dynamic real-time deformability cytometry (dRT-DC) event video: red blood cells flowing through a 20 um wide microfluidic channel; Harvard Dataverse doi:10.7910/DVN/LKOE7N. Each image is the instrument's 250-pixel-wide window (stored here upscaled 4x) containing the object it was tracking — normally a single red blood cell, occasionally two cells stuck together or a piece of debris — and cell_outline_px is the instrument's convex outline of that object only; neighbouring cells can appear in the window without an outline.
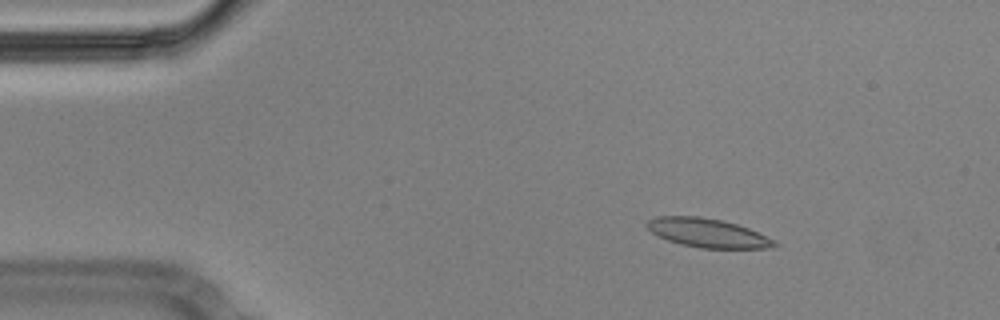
{"species": "Egyptian fruit bat (a non-hibernating species)", "species_latin": "Rousettus aegyptiacus", "temperature_condition": "cold", "stored_images_in_passage": 55, "camera_frame_rate_fps": 3000, "um_per_image_px": 0.085, "animal": {"sex": "male"}, "frame": {"image": 1, "passage_image": 7, "time_ms": 2.0, "image_size_px": [1000, 320], "cell_outline_px": [[780, 244], [776, 248], [700, 248], [680, 244], [668, 240], [652, 232], [644, 224], [648, 220], [656, 216], [700, 216], [724, 220], [748, 228], [776, 240]], "centroid_in_image_um": [60.19, 19.8], "position_along_channel_um": 24.8, "area_um2": 21.62}}
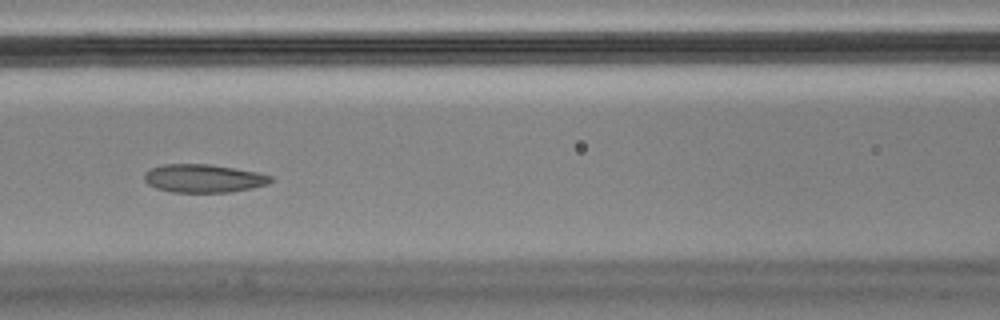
{"frame": {"image": 2, "passage_image": 23, "time_ms": 7.333, "image_size_px": [1000, 320], "cell_outline_px": [[272, 180], [268, 184], [252, 188], [232, 192], [172, 192], [156, 188], [148, 184], [144, 180], [144, 172], [152, 168], [164, 164], [212, 164], [256, 172], [272, 176]], "centroid_in_image_um": [17.29, 15.16], "position_along_channel_um": 149.3, "area_um2": 20.81}}
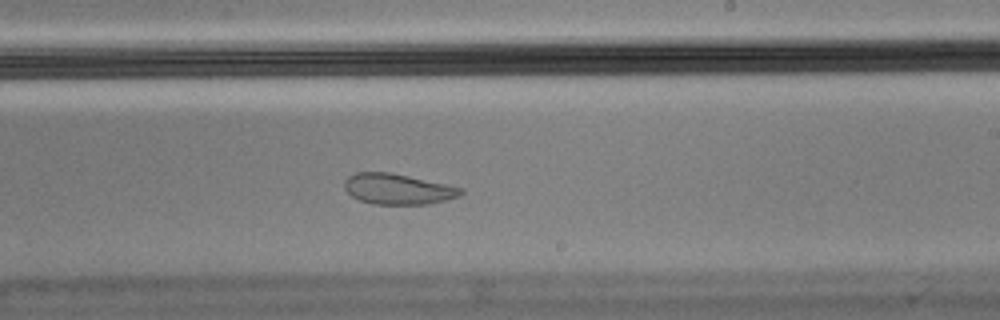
{"frame": {"image": 3, "passage_image": 32, "time_ms": 10.333, "image_size_px": [1000, 320], "cell_outline_px": [[464, 192], [460, 196], [428, 204], [372, 204], [360, 200], [352, 196], [344, 188], [344, 180], [348, 176], [356, 172], [388, 172], [408, 176], [464, 188]], "centroid_in_image_um": [33.8, 16.07], "position_along_channel_um": 255.2, "area_um2": 20.69}, "authors_computed_cell_mechanics": {"area_um2": 22.0796, "velocity_mm_per_s": 3.539, "shape_relaxation_time_tau1_ms": null, "shape_relaxation_time_tau2_ms": 1.2876, "deformation_change_tau1": null, "deformation_change_tau2": 0.0641}}